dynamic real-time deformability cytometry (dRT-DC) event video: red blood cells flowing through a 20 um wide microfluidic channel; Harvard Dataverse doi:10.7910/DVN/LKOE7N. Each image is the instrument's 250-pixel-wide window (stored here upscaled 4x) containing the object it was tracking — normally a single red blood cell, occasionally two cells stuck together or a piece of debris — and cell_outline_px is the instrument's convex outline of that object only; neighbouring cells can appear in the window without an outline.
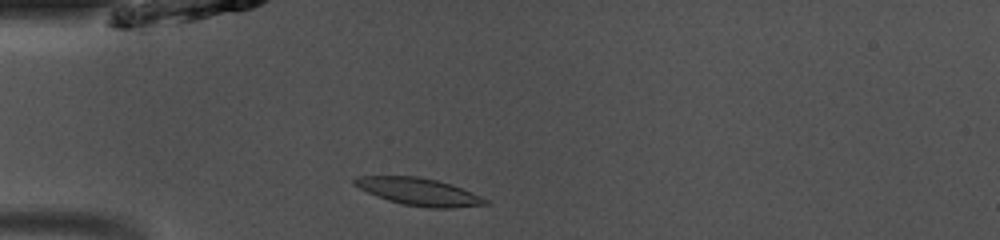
{"species": "common noctule bat (a hibernating species)", "species_latin": "Nyctalus noctula", "temperature_condition": "room temperature", "stored_images_in_passage": 37, "camera_frame_rate_fps": 3000, "um_per_image_px": 0.085, "animal": {"sex": "male", "body_mass_g": 13.0, "forearm_length_mm": 53.1}, "frame": {"image": 1, "passage_image": 2, "time_ms": 0.333, "image_size_px": [1000, 240], "cell_outline_px": [[488, 204], [452, 208], [428, 208], [404, 204], [388, 200], [376, 196], [352, 184], [352, 180], [360, 176], [416, 176], [436, 180], [452, 184], [488, 200]], "centroid_in_image_um": [35.58, 16.29], "position_along_channel_um": 49.4, "area_um2": 20.63}}
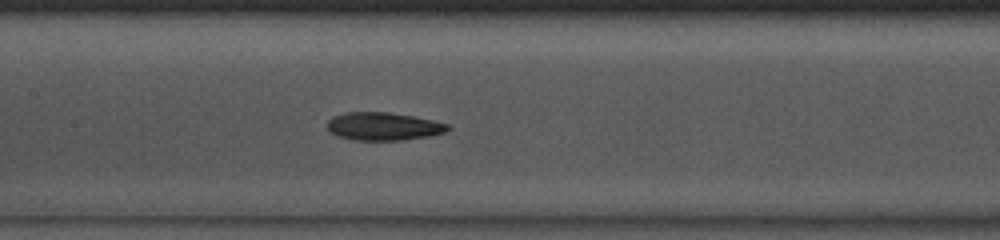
{"frame": {"image": 2, "passage_image": 12, "time_ms": 3.667, "image_size_px": [1000, 240], "cell_outline_px": [[452, 128], [444, 132], [428, 136], [400, 140], [352, 140], [336, 136], [328, 128], [328, 120], [332, 116], [344, 112], [388, 112], [412, 116], [432, 120], [448, 124]], "centroid_in_image_um": [32.56, 10.74], "position_along_channel_um": 174.8, "area_um2": 19.59}}
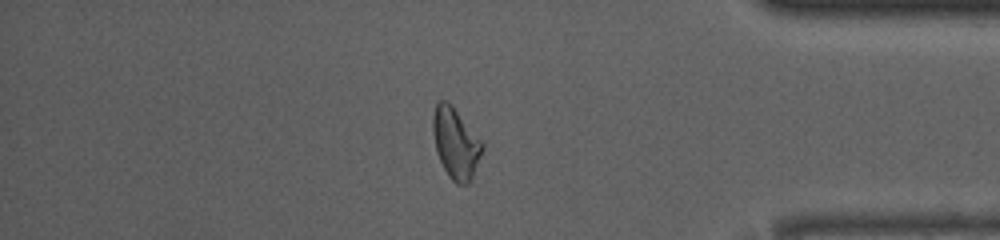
{"frame": {"image": 3, "passage_image": 30, "time_ms": 9.667, "image_size_px": [1000, 240], "cell_outline_px": [[484, 148], [472, 180], [468, 184], [456, 184], [448, 176], [436, 152], [432, 132], [432, 116], [436, 104], [440, 100], [444, 100], [452, 104], [484, 144]], "centroid_in_image_um": [38.73, 12.18], "position_along_channel_um": 396.5, "area_um2": 20.58}, "authors_computed_cell_mechanics": {"area_um2": 19.8832, "velocity_mm_per_s": 4.0908, "shape_relaxation_time_tau1_ms": 9.1165, "shape_relaxation_time_tau2_ms": 2.5212, "deformation_change_tau1": 0.1976, "deformation_change_tau2": 0.0968}}